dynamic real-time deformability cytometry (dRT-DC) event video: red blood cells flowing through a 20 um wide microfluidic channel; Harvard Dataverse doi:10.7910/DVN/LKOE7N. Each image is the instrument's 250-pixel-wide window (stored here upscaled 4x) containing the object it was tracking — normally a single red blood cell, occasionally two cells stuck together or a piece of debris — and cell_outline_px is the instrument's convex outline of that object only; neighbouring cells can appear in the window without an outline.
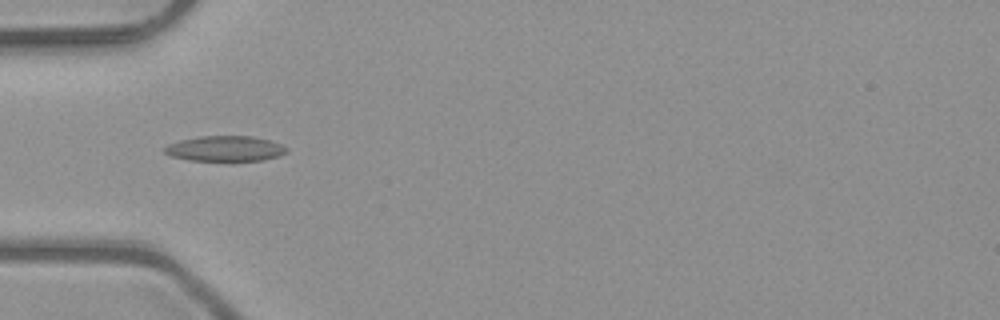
{"species": "common noctule bat (a hibernating species)", "species_latin": "Nyctalus noctula", "temperature_condition": "room temperature", "stored_images_in_passage": 5, "camera_frame_rate_fps": 3000, "um_per_image_px": 0.085, "animal": {"sex": "male", "body_mass_g": 23.1, "forearm_length_mm": 52.7}, "frame": {"image": 1, "passage_image": 5, "time_ms": 1.333, "image_size_px": [1000, 320], "cell_outline_px": [[288, 152], [280, 156], [264, 160], [188, 160], [172, 156], [164, 152], [164, 148], [168, 144], [180, 140], [200, 136], [252, 136], [268, 140], [280, 144], [288, 148]], "centroid_in_image_um": [19.16, 12.63], "position_along_channel_um": 65.8, "area_um2": 17.92}}